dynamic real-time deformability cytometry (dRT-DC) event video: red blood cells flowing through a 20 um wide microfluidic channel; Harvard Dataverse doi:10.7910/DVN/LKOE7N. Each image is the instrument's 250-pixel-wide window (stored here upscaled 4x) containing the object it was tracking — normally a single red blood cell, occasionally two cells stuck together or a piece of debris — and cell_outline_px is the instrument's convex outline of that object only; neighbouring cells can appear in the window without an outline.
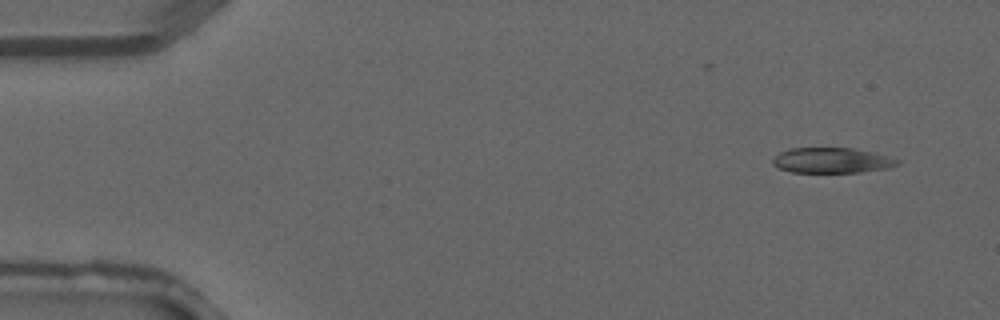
{"species": "common noctule bat (a hibernating species)", "species_latin": "Nyctalus noctula", "temperature_condition": "warm", "stored_images_in_passage": 4, "segment_of_instrument_passage": [2, 2], "camera_frame_rate_fps": 3000, "um_per_image_px": 0.085, "animal": {"sex": "male", "forearm_length_mm": 52.5}, "frame": {"image": 1, "passage_image": 4, "time_ms": 1.0, "image_size_px": [1000, 320], "cell_outline_px": [[900, 164], [888, 168], [860, 172], [792, 172], [780, 168], [772, 164], [772, 156], [788, 148], [852, 148], [876, 152], [900, 160]], "centroid_in_image_um": [70.71, 13.62], "position_along_channel_um": 14.3, "area_um2": 18.55}}